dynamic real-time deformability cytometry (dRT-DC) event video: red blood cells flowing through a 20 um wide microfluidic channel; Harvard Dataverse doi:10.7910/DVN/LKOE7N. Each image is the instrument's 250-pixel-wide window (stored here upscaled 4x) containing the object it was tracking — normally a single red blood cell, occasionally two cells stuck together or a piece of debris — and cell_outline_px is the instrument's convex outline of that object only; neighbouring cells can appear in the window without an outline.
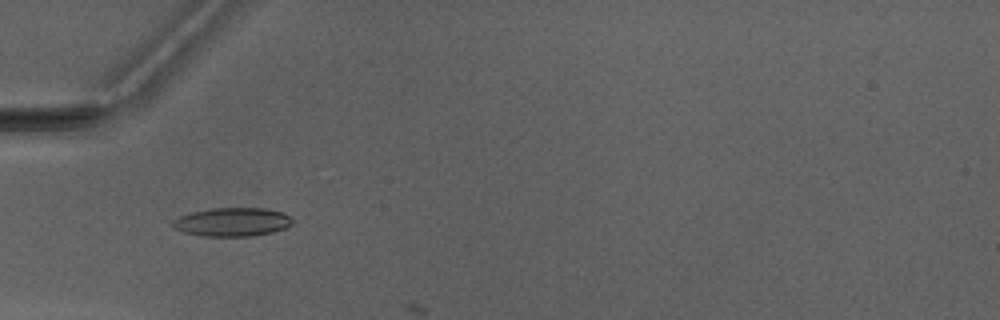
{"species": "Egyptian fruit bat (a non-hibernating species)", "species_latin": "Rousettus aegyptiacus", "temperature_condition": "warm", "stored_images_in_passage": 5, "camera_frame_rate_fps": 3000, "um_per_image_px": 0.085, "animal": {"sex": "male"}, "frame": {"image": 1, "passage_image": 4, "time_ms": 3.667, "image_size_px": [1000, 320], "cell_outline_px": [[292, 224], [288, 228], [272, 232], [252, 236], [204, 236], [184, 232], [172, 228], [172, 220], [180, 216], [192, 212], [212, 208], [264, 208], [284, 212], [292, 220]], "centroid_in_image_um": [19.75, 18.87], "position_along_channel_um": 65.2, "area_um2": 20.06}}